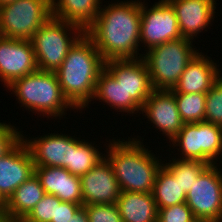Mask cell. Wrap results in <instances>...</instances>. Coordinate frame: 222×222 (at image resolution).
<instances>
[{
  "mask_svg": "<svg viewBox=\"0 0 222 222\" xmlns=\"http://www.w3.org/2000/svg\"><path fill=\"white\" fill-rule=\"evenodd\" d=\"M205 121L222 127V76L206 94Z\"/></svg>",
  "mask_w": 222,
  "mask_h": 222,
  "instance_id": "28",
  "label": "cell"
},
{
  "mask_svg": "<svg viewBox=\"0 0 222 222\" xmlns=\"http://www.w3.org/2000/svg\"><path fill=\"white\" fill-rule=\"evenodd\" d=\"M89 222H122L116 203L83 206Z\"/></svg>",
  "mask_w": 222,
  "mask_h": 222,
  "instance_id": "30",
  "label": "cell"
},
{
  "mask_svg": "<svg viewBox=\"0 0 222 222\" xmlns=\"http://www.w3.org/2000/svg\"><path fill=\"white\" fill-rule=\"evenodd\" d=\"M30 150L21 139L0 158V194L7 201L13 192L34 175Z\"/></svg>",
  "mask_w": 222,
  "mask_h": 222,
  "instance_id": "15",
  "label": "cell"
},
{
  "mask_svg": "<svg viewBox=\"0 0 222 222\" xmlns=\"http://www.w3.org/2000/svg\"><path fill=\"white\" fill-rule=\"evenodd\" d=\"M51 16V0L11 2L0 7V36L31 40Z\"/></svg>",
  "mask_w": 222,
  "mask_h": 222,
  "instance_id": "8",
  "label": "cell"
},
{
  "mask_svg": "<svg viewBox=\"0 0 222 222\" xmlns=\"http://www.w3.org/2000/svg\"><path fill=\"white\" fill-rule=\"evenodd\" d=\"M104 68L105 60L92 39L84 33L55 72L64 97L76 112L82 113L84 108H89L96 81Z\"/></svg>",
  "mask_w": 222,
  "mask_h": 222,
  "instance_id": "2",
  "label": "cell"
},
{
  "mask_svg": "<svg viewBox=\"0 0 222 222\" xmlns=\"http://www.w3.org/2000/svg\"><path fill=\"white\" fill-rule=\"evenodd\" d=\"M15 94L17 103L25 110L51 119L66 116V111L74 110L64 97L55 72L36 70L24 77L15 79L6 87ZM69 109V110H68ZM45 114V115H44Z\"/></svg>",
  "mask_w": 222,
  "mask_h": 222,
  "instance_id": "4",
  "label": "cell"
},
{
  "mask_svg": "<svg viewBox=\"0 0 222 222\" xmlns=\"http://www.w3.org/2000/svg\"><path fill=\"white\" fill-rule=\"evenodd\" d=\"M6 218V200L0 194V219Z\"/></svg>",
  "mask_w": 222,
  "mask_h": 222,
  "instance_id": "35",
  "label": "cell"
},
{
  "mask_svg": "<svg viewBox=\"0 0 222 222\" xmlns=\"http://www.w3.org/2000/svg\"><path fill=\"white\" fill-rule=\"evenodd\" d=\"M39 179L34 174L22 183L6 201L8 220L26 217L45 195Z\"/></svg>",
  "mask_w": 222,
  "mask_h": 222,
  "instance_id": "22",
  "label": "cell"
},
{
  "mask_svg": "<svg viewBox=\"0 0 222 222\" xmlns=\"http://www.w3.org/2000/svg\"><path fill=\"white\" fill-rule=\"evenodd\" d=\"M141 0L140 44L150 49L156 45L182 38L178 19L167 0H159L150 8ZM143 45V46H142Z\"/></svg>",
  "mask_w": 222,
  "mask_h": 222,
  "instance_id": "11",
  "label": "cell"
},
{
  "mask_svg": "<svg viewBox=\"0 0 222 222\" xmlns=\"http://www.w3.org/2000/svg\"><path fill=\"white\" fill-rule=\"evenodd\" d=\"M193 42L196 41L180 38L142 52L154 89L172 90L177 85L187 64L199 52Z\"/></svg>",
  "mask_w": 222,
  "mask_h": 222,
  "instance_id": "5",
  "label": "cell"
},
{
  "mask_svg": "<svg viewBox=\"0 0 222 222\" xmlns=\"http://www.w3.org/2000/svg\"><path fill=\"white\" fill-rule=\"evenodd\" d=\"M194 220L195 217L185 202L158 209L157 222H193Z\"/></svg>",
  "mask_w": 222,
  "mask_h": 222,
  "instance_id": "31",
  "label": "cell"
},
{
  "mask_svg": "<svg viewBox=\"0 0 222 222\" xmlns=\"http://www.w3.org/2000/svg\"><path fill=\"white\" fill-rule=\"evenodd\" d=\"M61 202L55 195L45 194L26 218L33 222H51L55 220L56 206Z\"/></svg>",
  "mask_w": 222,
  "mask_h": 222,
  "instance_id": "29",
  "label": "cell"
},
{
  "mask_svg": "<svg viewBox=\"0 0 222 222\" xmlns=\"http://www.w3.org/2000/svg\"><path fill=\"white\" fill-rule=\"evenodd\" d=\"M180 117L184 123L205 121V93H174Z\"/></svg>",
  "mask_w": 222,
  "mask_h": 222,
  "instance_id": "27",
  "label": "cell"
},
{
  "mask_svg": "<svg viewBox=\"0 0 222 222\" xmlns=\"http://www.w3.org/2000/svg\"><path fill=\"white\" fill-rule=\"evenodd\" d=\"M84 33L80 26L51 16L31 38L38 69L56 72Z\"/></svg>",
  "mask_w": 222,
  "mask_h": 222,
  "instance_id": "6",
  "label": "cell"
},
{
  "mask_svg": "<svg viewBox=\"0 0 222 222\" xmlns=\"http://www.w3.org/2000/svg\"><path fill=\"white\" fill-rule=\"evenodd\" d=\"M80 178L83 206L117 202L121 191L112 166L105 157Z\"/></svg>",
  "mask_w": 222,
  "mask_h": 222,
  "instance_id": "16",
  "label": "cell"
},
{
  "mask_svg": "<svg viewBox=\"0 0 222 222\" xmlns=\"http://www.w3.org/2000/svg\"><path fill=\"white\" fill-rule=\"evenodd\" d=\"M172 142V143H171ZM177 149L178 159L197 160L209 165L222 164V127L203 121L184 123L182 129L169 142ZM179 147V148H178ZM221 157V158H220Z\"/></svg>",
  "mask_w": 222,
  "mask_h": 222,
  "instance_id": "7",
  "label": "cell"
},
{
  "mask_svg": "<svg viewBox=\"0 0 222 222\" xmlns=\"http://www.w3.org/2000/svg\"><path fill=\"white\" fill-rule=\"evenodd\" d=\"M152 195L158 209L184 203L186 200L179 182L163 166L157 172Z\"/></svg>",
  "mask_w": 222,
  "mask_h": 222,
  "instance_id": "25",
  "label": "cell"
},
{
  "mask_svg": "<svg viewBox=\"0 0 222 222\" xmlns=\"http://www.w3.org/2000/svg\"><path fill=\"white\" fill-rule=\"evenodd\" d=\"M14 1H17V0H0V7L6 5V4H9L11 2H14Z\"/></svg>",
  "mask_w": 222,
  "mask_h": 222,
  "instance_id": "37",
  "label": "cell"
},
{
  "mask_svg": "<svg viewBox=\"0 0 222 222\" xmlns=\"http://www.w3.org/2000/svg\"><path fill=\"white\" fill-rule=\"evenodd\" d=\"M38 70L31 40L0 36V81L4 87Z\"/></svg>",
  "mask_w": 222,
  "mask_h": 222,
  "instance_id": "12",
  "label": "cell"
},
{
  "mask_svg": "<svg viewBox=\"0 0 222 222\" xmlns=\"http://www.w3.org/2000/svg\"><path fill=\"white\" fill-rule=\"evenodd\" d=\"M105 68L126 90V113H141L145 100L154 90L145 60L142 57L111 59L105 61Z\"/></svg>",
  "mask_w": 222,
  "mask_h": 222,
  "instance_id": "9",
  "label": "cell"
},
{
  "mask_svg": "<svg viewBox=\"0 0 222 222\" xmlns=\"http://www.w3.org/2000/svg\"><path fill=\"white\" fill-rule=\"evenodd\" d=\"M94 145L95 143L88 142V139H80L73 135L70 166L67 168L69 173L81 177L104 158L105 153L96 148L97 144Z\"/></svg>",
  "mask_w": 222,
  "mask_h": 222,
  "instance_id": "24",
  "label": "cell"
},
{
  "mask_svg": "<svg viewBox=\"0 0 222 222\" xmlns=\"http://www.w3.org/2000/svg\"><path fill=\"white\" fill-rule=\"evenodd\" d=\"M35 167H63L70 166L71 149H73V136L66 133H48L37 137H24ZM30 138V139H29Z\"/></svg>",
  "mask_w": 222,
  "mask_h": 222,
  "instance_id": "14",
  "label": "cell"
},
{
  "mask_svg": "<svg viewBox=\"0 0 222 222\" xmlns=\"http://www.w3.org/2000/svg\"><path fill=\"white\" fill-rule=\"evenodd\" d=\"M9 222H33V221L27 219L26 217H20V218L11 219L9 220Z\"/></svg>",
  "mask_w": 222,
  "mask_h": 222,
  "instance_id": "36",
  "label": "cell"
},
{
  "mask_svg": "<svg viewBox=\"0 0 222 222\" xmlns=\"http://www.w3.org/2000/svg\"><path fill=\"white\" fill-rule=\"evenodd\" d=\"M116 205L122 222H157L158 207L152 193L123 191Z\"/></svg>",
  "mask_w": 222,
  "mask_h": 222,
  "instance_id": "20",
  "label": "cell"
},
{
  "mask_svg": "<svg viewBox=\"0 0 222 222\" xmlns=\"http://www.w3.org/2000/svg\"><path fill=\"white\" fill-rule=\"evenodd\" d=\"M34 174L39 179L46 194L55 195L62 202L83 206L81 178L63 167H35Z\"/></svg>",
  "mask_w": 222,
  "mask_h": 222,
  "instance_id": "19",
  "label": "cell"
},
{
  "mask_svg": "<svg viewBox=\"0 0 222 222\" xmlns=\"http://www.w3.org/2000/svg\"><path fill=\"white\" fill-rule=\"evenodd\" d=\"M108 140L110 143H104L107 145L104 157L112 166L120 191L152 193L157 172L163 165L159 159L162 155L157 158L139 135L126 141Z\"/></svg>",
  "mask_w": 222,
  "mask_h": 222,
  "instance_id": "3",
  "label": "cell"
},
{
  "mask_svg": "<svg viewBox=\"0 0 222 222\" xmlns=\"http://www.w3.org/2000/svg\"><path fill=\"white\" fill-rule=\"evenodd\" d=\"M174 155L169 162H165L167 159L164 160L162 166L179 182L183 192L187 194L209 164L197 160L178 159L176 154Z\"/></svg>",
  "mask_w": 222,
  "mask_h": 222,
  "instance_id": "26",
  "label": "cell"
},
{
  "mask_svg": "<svg viewBox=\"0 0 222 222\" xmlns=\"http://www.w3.org/2000/svg\"><path fill=\"white\" fill-rule=\"evenodd\" d=\"M102 0H51L52 16L86 30L98 15Z\"/></svg>",
  "mask_w": 222,
  "mask_h": 222,
  "instance_id": "21",
  "label": "cell"
},
{
  "mask_svg": "<svg viewBox=\"0 0 222 222\" xmlns=\"http://www.w3.org/2000/svg\"><path fill=\"white\" fill-rule=\"evenodd\" d=\"M193 222H203V221H200V220H196V219H195Z\"/></svg>",
  "mask_w": 222,
  "mask_h": 222,
  "instance_id": "39",
  "label": "cell"
},
{
  "mask_svg": "<svg viewBox=\"0 0 222 222\" xmlns=\"http://www.w3.org/2000/svg\"><path fill=\"white\" fill-rule=\"evenodd\" d=\"M103 102L116 112L126 113V90L114 76L104 68L96 81L92 101ZM119 110V111H118Z\"/></svg>",
  "mask_w": 222,
  "mask_h": 222,
  "instance_id": "23",
  "label": "cell"
},
{
  "mask_svg": "<svg viewBox=\"0 0 222 222\" xmlns=\"http://www.w3.org/2000/svg\"><path fill=\"white\" fill-rule=\"evenodd\" d=\"M0 122V158L7 154L21 139L22 130L15 125Z\"/></svg>",
  "mask_w": 222,
  "mask_h": 222,
  "instance_id": "32",
  "label": "cell"
},
{
  "mask_svg": "<svg viewBox=\"0 0 222 222\" xmlns=\"http://www.w3.org/2000/svg\"><path fill=\"white\" fill-rule=\"evenodd\" d=\"M68 222H89L85 208L82 206Z\"/></svg>",
  "mask_w": 222,
  "mask_h": 222,
  "instance_id": "34",
  "label": "cell"
},
{
  "mask_svg": "<svg viewBox=\"0 0 222 222\" xmlns=\"http://www.w3.org/2000/svg\"><path fill=\"white\" fill-rule=\"evenodd\" d=\"M217 61L209 56L198 52L187 64L184 72L179 78L177 85L172 89L174 93H205L211 89L213 84L221 77Z\"/></svg>",
  "mask_w": 222,
  "mask_h": 222,
  "instance_id": "18",
  "label": "cell"
},
{
  "mask_svg": "<svg viewBox=\"0 0 222 222\" xmlns=\"http://www.w3.org/2000/svg\"><path fill=\"white\" fill-rule=\"evenodd\" d=\"M141 112L140 114L146 116L148 122L153 124L152 128L159 130L169 142L178 134L184 124L172 90L154 89L145 100Z\"/></svg>",
  "mask_w": 222,
  "mask_h": 222,
  "instance_id": "13",
  "label": "cell"
},
{
  "mask_svg": "<svg viewBox=\"0 0 222 222\" xmlns=\"http://www.w3.org/2000/svg\"><path fill=\"white\" fill-rule=\"evenodd\" d=\"M178 19L182 38L195 40L207 27L210 29L216 13L215 0H167Z\"/></svg>",
  "mask_w": 222,
  "mask_h": 222,
  "instance_id": "17",
  "label": "cell"
},
{
  "mask_svg": "<svg viewBox=\"0 0 222 222\" xmlns=\"http://www.w3.org/2000/svg\"><path fill=\"white\" fill-rule=\"evenodd\" d=\"M0 222H9V220L7 218H2L0 219Z\"/></svg>",
  "mask_w": 222,
  "mask_h": 222,
  "instance_id": "38",
  "label": "cell"
},
{
  "mask_svg": "<svg viewBox=\"0 0 222 222\" xmlns=\"http://www.w3.org/2000/svg\"><path fill=\"white\" fill-rule=\"evenodd\" d=\"M81 207L80 204L61 202L56 206L55 220L51 222H68Z\"/></svg>",
  "mask_w": 222,
  "mask_h": 222,
  "instance_id": "33",
  "label": "cell"
},
{
  "mask_svg": "<svg viewBox=\"0 0 222 222\" xmlns=\"http://www.w3.org/2000/svg\"><path fill=\"white\" fill-rule=\"evenodd\" d=\"M102 6L85 33L92 39L103 59L142 57L143 54H139L141 0H117Z\"/></svg>",
  "mask_w": 222,
  "mask_h": 222,
  "instance_id": "1",
  "label": "cell"
},
{
  "mask_svg": "<svg viewBox=\"0 0 222 222\" xmlns=\"http://www.w3.org/2000/svg\"><path fill=\"white\" fill-rule=\"evenodd\" d=\"M185 203L196 220L222 222V169L209 165L186 194Z\"/></svg>",
  "mask_w": 222,
  "mask_h": 222,
  "instance_id": "10",
  "label": "cell"
}]
</instances>
